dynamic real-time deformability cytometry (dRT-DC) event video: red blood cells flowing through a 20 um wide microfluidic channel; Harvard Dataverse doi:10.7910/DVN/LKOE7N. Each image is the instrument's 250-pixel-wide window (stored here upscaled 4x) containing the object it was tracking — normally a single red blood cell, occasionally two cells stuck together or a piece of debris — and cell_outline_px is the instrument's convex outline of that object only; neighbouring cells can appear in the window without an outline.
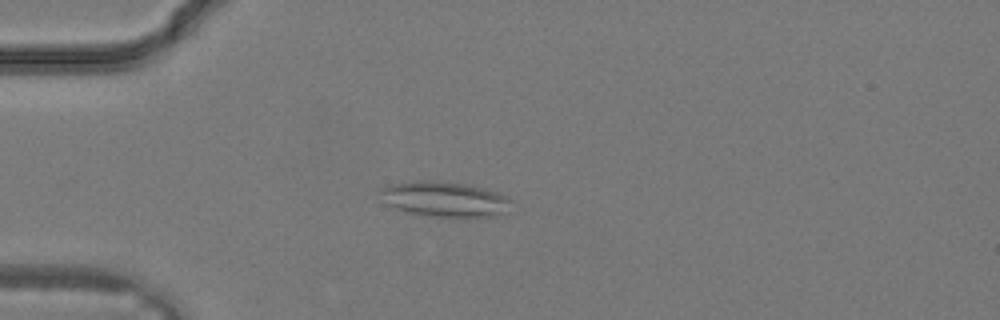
{"species": "common noctule bat (a hibernating species)", "species_latin": "Nyctalus noctula", "temperature_condition": "warm", "stored_images_in_passage": 22, "camera_frame_rate_fps": 3000, "um_per_image_px": 0.085, "animal": {"sex": "male", "body_mass_g": 19.2, "forearm_length_mm": 51.8}, "frame": {"image": 1, "passage_image": 9, "time_ms": 2.667, "image_size_px": [1000, 320], "cell_outline_px": [[512, 200], [508, 212], [496, 216], [432, 216], [408, 212], [384, 204], [380, 192], [380, 188], [392, 184], [416, 180], [428, 180], [464, 184], [484, 188], [508, 196]], "centroid_in_image_um": [37.8, 16.92], "position_along_channel_um": 47.2, "area_um2": 26.76}}
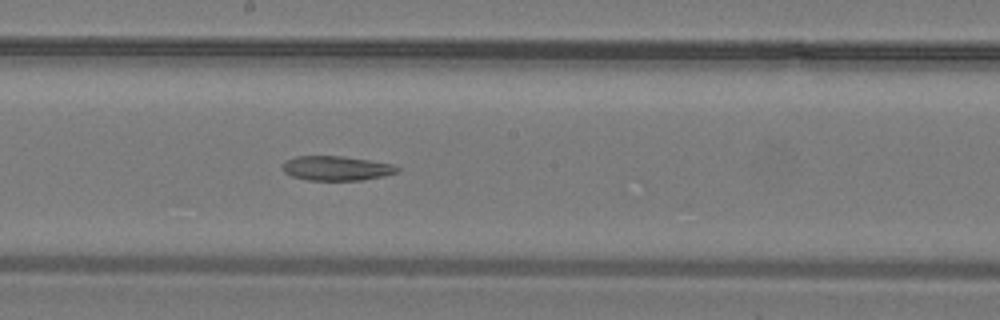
{"frame": {"image": 2, "passage_image": 18, "time_ms": 5.667, "image_size_px": [1000, 320], "cell_outline_px": [[400, 168], [396, 172], [384, 176], [360, 180], [308, 180], [292, 176], [284, 172], [280, 164], [284, 160], [296, 156], [344, 156], [392, 164]], "centroid_in_image_um": [28.53, 14.29], "position_along_channel_um": 219.7, "area_um2": 16.42}}
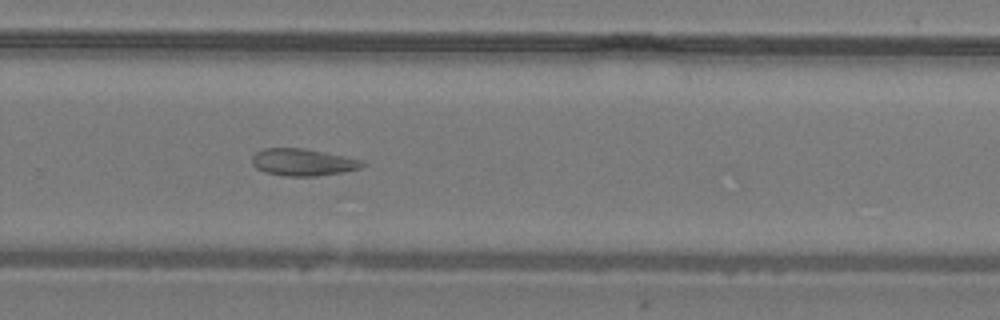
{"frame": {"image": 3, "passage_image": 22, "time_ms": 7.0, "image_size_px": [1000, 320], "cell_outline_px": [[368, 164], [360, 168], [344, 172], [316, 176], [288, 176], [264, 172], [256, 168], [252, 164], [252, 156], [256, 152], [264, 148], [304, 148], [364, 160]], "centroid_in_image_um": [25.77, 13.79], "position_along_channel_um": 304.0, "area_um2": 17.51}}